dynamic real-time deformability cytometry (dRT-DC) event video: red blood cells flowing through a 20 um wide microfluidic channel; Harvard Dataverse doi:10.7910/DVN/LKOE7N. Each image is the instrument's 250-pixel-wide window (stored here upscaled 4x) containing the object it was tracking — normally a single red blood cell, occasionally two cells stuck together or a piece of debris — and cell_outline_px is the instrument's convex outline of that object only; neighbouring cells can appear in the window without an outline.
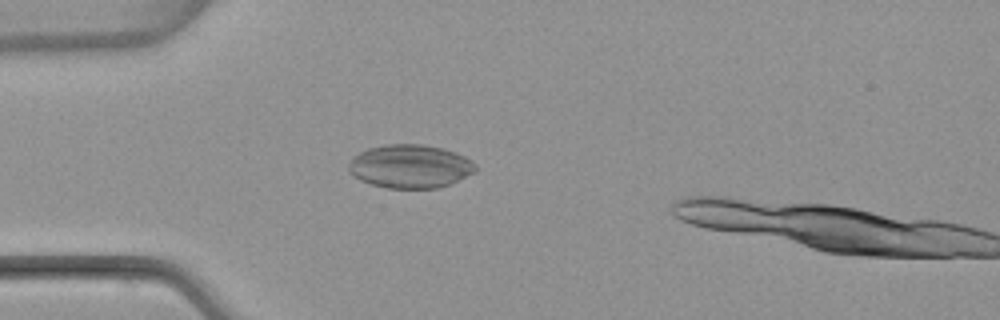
{"species": "common noctule bat (a hibernating species)", "species_latin": "Nyctalus noctula", "temperature_condition": "warm", "stored_images_in_passage": 5, "camera_frame_rate_fps": 3000, "um_per_image_px": 0.085, "animal": {"sex": "female", "body_mass_g": 22.7, "forearm_length_mm": 54.2}, "frame": {"image": 1, "passage_image": 4, "time_ms": 3.667, "image_size_px": [1000, 320], "cell_outline_px": [[476, 172], [448, 184], [436, 188], [388, 188], [372, 184], [360, 180], [352, 176], [348, 172], [348, 164], [352, 156], [368, 148], [384, 144], [424, 144], [444, 148], [456, 152], [472, 160], [476, 164]], "centroid_in_image_um": [34.84, 14.12], "position_along_channel_um": 50.2, "area_um2": 32.43}}